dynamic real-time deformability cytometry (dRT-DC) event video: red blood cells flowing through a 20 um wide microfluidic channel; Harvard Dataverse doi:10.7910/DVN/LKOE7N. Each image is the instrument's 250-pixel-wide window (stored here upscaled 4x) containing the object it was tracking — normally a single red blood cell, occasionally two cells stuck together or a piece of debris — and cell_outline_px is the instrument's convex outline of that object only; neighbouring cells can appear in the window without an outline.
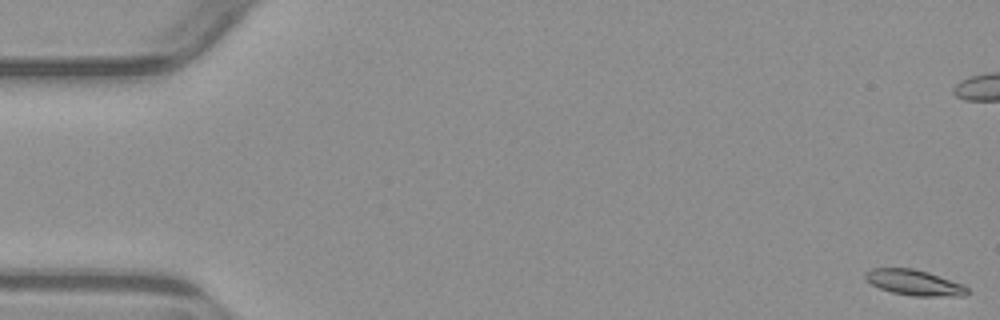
{"species": "common noctule bat (a hibernating species)", "species_latin": "Nyctalus noctula", "temperature_condition": "warm", "stored_images_in_passage": 15, "camera_frame_rate_fps": 3000, "um_per_image_px": 0.085, "animal": {"sex": "male", "body_mass_g": 23.1, "forearm_length_mm": 52.7}, "frame": {"image": 1, "passage_image": 1, "time_ms": 0.0, "image_size_px": [1000, 320], "cell_outline_px": [[968, 292], [964, 296], [912, 296], [892, 292], [880, 288], [864, 280], [864, 272], [872, 268], [912, 268], [928, 272], [964, 284], [968, 288]], "centroid_in_image_um": [77.7, 24.01], "position_along_channel_um": 7.3, "area_um2": 15.32}}
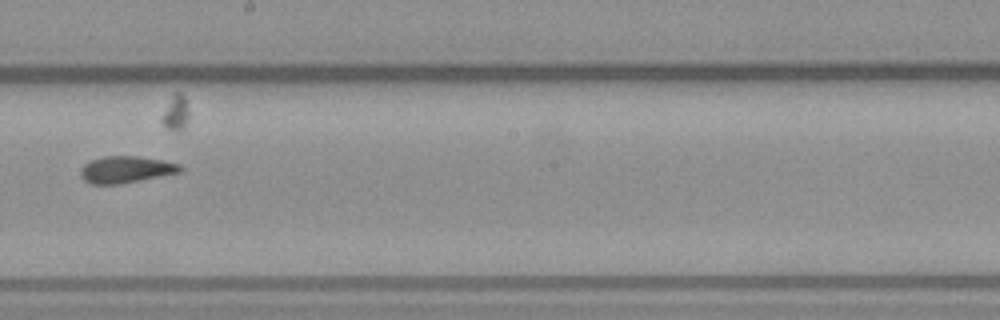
{"frame": {"image": 2, "passage_image": 9, "time_ms": 11.0, "image_size_px": [1000, 320], "cell_outline_px": [[184, 168], [180, 172], [120, 184], [92, 184], [84, 180], [80, 176], [80, 168], [84, 164], [92, 160], [104, 156], [140, 156], [164, 160], [180, 164]], "centroid_in_image_um": [10.71, 14.4], "position_along_channel_um": 237.5, "area_um2": 15.61}}
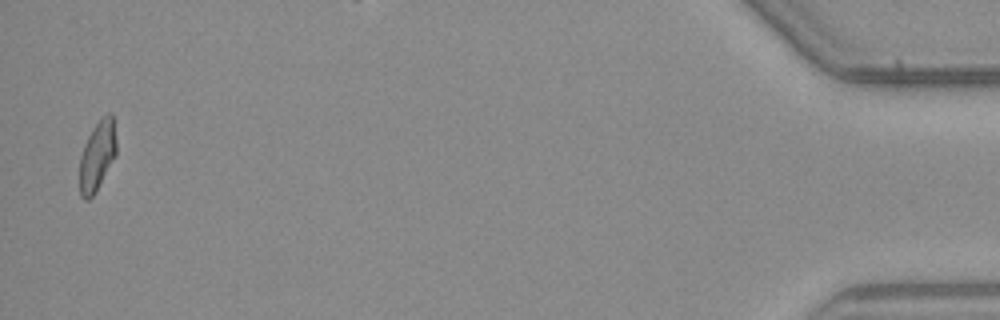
{"frame": {"image": 3, "passage_image": 15, "time_ms": 18.333, "image_size_px": [1000, 320], "cell_outline_px": [[116, 156], [96, 192], [88, 200], [84, 200], [80, 196], [80, 156], [84, 144], [92, 128], [108, 112], [112, 112], [116, 140]], "centroid_in_image_um": [8.27, 13.26], "position_along_channel_um": 426.9, "area_um2": 15.03}}